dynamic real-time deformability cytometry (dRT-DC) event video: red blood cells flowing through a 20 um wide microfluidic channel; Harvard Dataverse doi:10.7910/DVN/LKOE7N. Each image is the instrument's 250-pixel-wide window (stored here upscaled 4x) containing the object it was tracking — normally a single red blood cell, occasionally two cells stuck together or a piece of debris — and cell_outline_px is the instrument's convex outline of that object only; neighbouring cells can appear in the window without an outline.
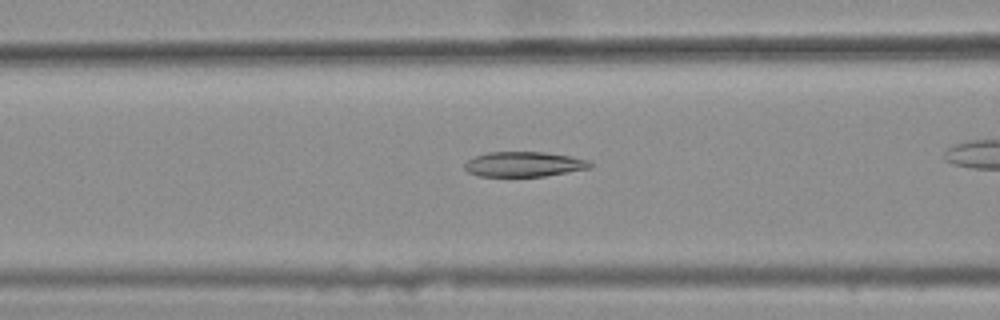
{"species": "common noctule bat (a hibernating species)", "species_latin": "Nyctalus noctula", "temperature_condition": "warm", "stored_images_in_passage": 46, "camera_frame_rate_fps": 3000, "um_per_image_px": 0.085, "animal": {"sex": "female", "body_mass_g": 25.1}, "frame": {"image": 1, "passage_image": 19, "time_ms": 6.0, "image_size_px": [1000, 320], "cell_outline_px": [[592, 168], [544, 176], [480, 176], [468, 172], [464, 168], [464, 164], [468, 160], [476, 156], [488, 152], [544, 152], [568, 156], [588, 160], [592, 164]], "centroid_in_image_um": [44.54, 13.96], "position_along_channel_um": 122.1, "area_um2": 18.15}}
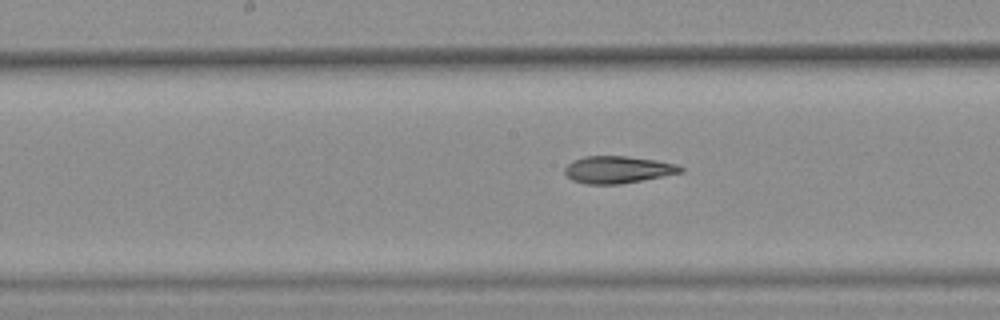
{"frame": {"image": 2, "passage_image": 25, "time_ms": 8.0, "image_size_px": [1000, 320], "cell_outline_px": [[684, 172], [620, 184], [584, 184], [572, 180], [564, 172], [564, 168], [572, 160], [584, 156], [628, 156], [656, 160], [676, 164], [684, 168]], "centroid_in_image_um": [52.5, 14.41], "position_along_channel_um": 195.7, "area_um2": 18.38}}
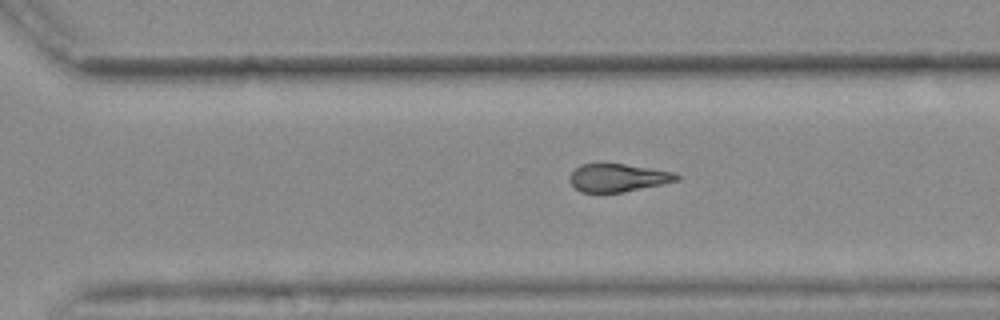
{"frame": {"image": 3, "passage_image": 35, "time_ms": 11.333, "image_size_px": [1000, 320], "cell_outline_px": [[680, 180], [624, 192], [580, 192], [568, 180], [568, 176], [580, 164], [624, 164], [676, 172], [680, 176]], "centroid_in_image_um": [52.53, 15.11], "position_along_channel_um": 318.1, "area_um2": 17.4}, "authors_computed_cell_mechanics": {"area_um2": 18.6694, "velocity_mm_per_s": 3.6807, "shape_relaxation_time_tau1_ms": null, "shape_relaxation_time_tau2_ms": 4.2958, "deformation_change_tau1": null, "deformation_change_tau2": 0.1313}}